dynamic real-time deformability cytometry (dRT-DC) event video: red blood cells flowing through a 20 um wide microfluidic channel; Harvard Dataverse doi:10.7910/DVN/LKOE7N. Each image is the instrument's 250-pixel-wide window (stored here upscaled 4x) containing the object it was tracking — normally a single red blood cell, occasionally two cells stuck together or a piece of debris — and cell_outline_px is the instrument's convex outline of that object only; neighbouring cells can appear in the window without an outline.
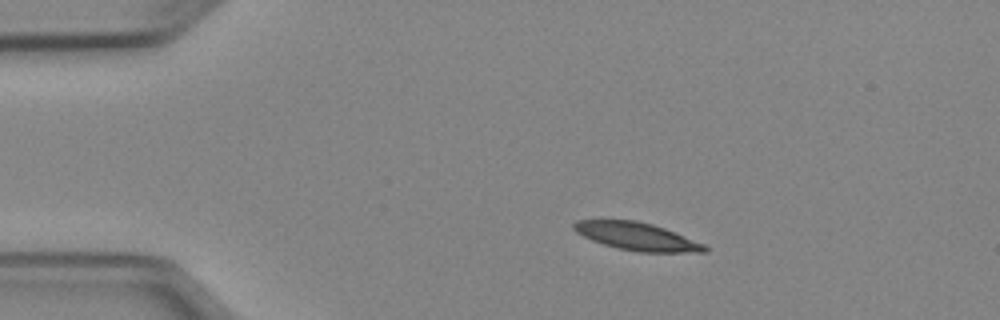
{"species": "Egyptian fruit bat (a non-hibernating species)", "species_latin": "Rousettus aegyptiacus", "temperature_condition": "cold", "stored_images_in_passage": 43, "camera_frame_rate_fps": 3000, "um_per_image_px": 0.085, "animal": {"sex": "female"}, "frame": {"image": 1, "passage_image": 1, "time_ms": 0.0, "image_size_px": [1000, 320], "cell_outline_px": [[708, 252], [640, 252], [616, 248], [592, 240], [576, 232], [572, 228], [572, 224], [576, 220], [636, 220], [652, 224], [664, 228], [704, 244], [708, 248]], "centroid_in_image_um": [54.11, 20.09], "position_along_channel_um": 30.9, "area_um2": 21.04}}
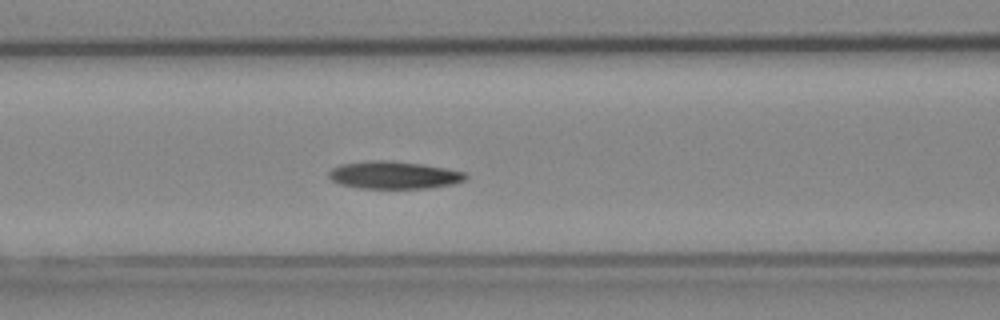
{"frame": {"image": 2, "passage_image": 13, "time_ms": 4.0, "image_size_px": [1000, 320], "cell_outline_px": [[468, 176], [464, 180], [452, 184], [428, 188], [360, 188], [340, 184], [332, 180], [328, 176], [328, 172], [332, 168], [340, 164], [368, 160], [392, 160], [420, 164], [444, 168], [464, 172]], "centroid_in_image_um": [33.44, 14.87], "position_along_channel_um": 133.2, "area_um2": 21.91}}
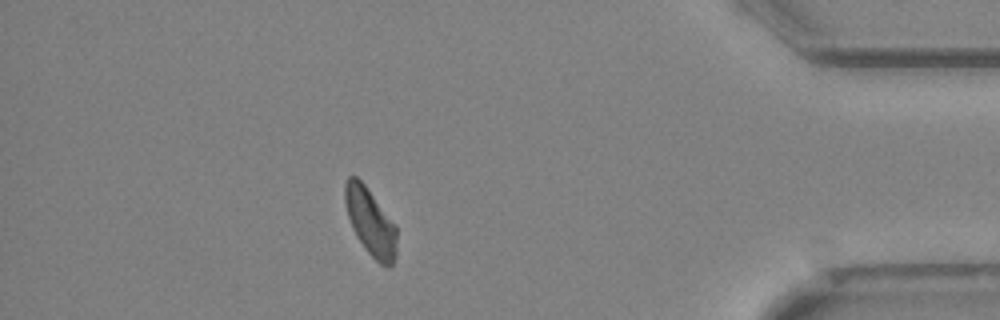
{"frame": {"image": 3, "passage_image": 37, "time_ms": 12.0, "image_size_px": [1000, 320], "cell_outline_px": [[396, 256], [392, 264], [388, 268], [380, 264], [364, 248], [356, 236], [352, 228], [348, 216], [344, 200], [344, 184], [348, 176], [356, 176], [364, 184], [396, 224]], "centroid_in_image_um": [31.48, 18.87], "position_along_channel_um": 403.7, "area_um2": 20.35}, "authors_computed_cell_mechanics": {"area_um2": 21.2704, "velocity_mm_per_s": 3.9114, "shape_relaxation_time_tau1_ms": 5.205, "shape_relaxation_time_tau2_ms": 9.8572, "deformation_change_tau1": 0.1433, "deformation_change_tau2": 0.1644}}